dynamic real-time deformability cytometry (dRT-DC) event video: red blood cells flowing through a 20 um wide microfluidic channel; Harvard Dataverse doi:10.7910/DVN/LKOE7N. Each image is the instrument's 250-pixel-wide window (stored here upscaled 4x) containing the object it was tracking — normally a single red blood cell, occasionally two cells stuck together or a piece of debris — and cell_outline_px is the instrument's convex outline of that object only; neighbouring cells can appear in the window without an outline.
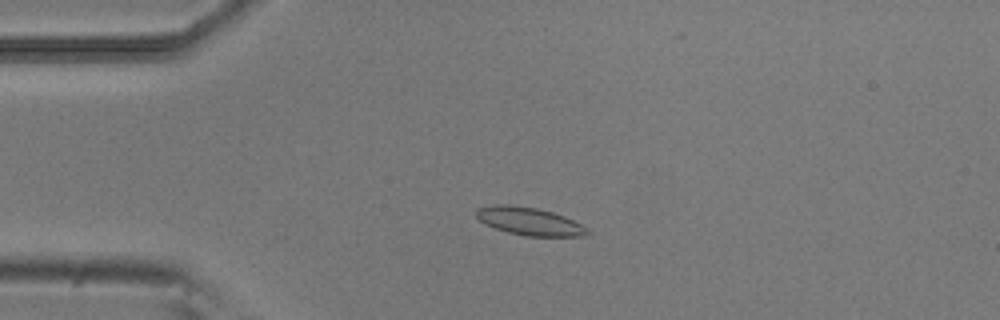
{"species": "common noctule bat (a hibernating species)", "species_latin": "Nyctalus noctula", "temperature_condition": "room temperature", "stored_images_in_passage": 53, "camera_frame_rate_fps": 3000, "um_per_image_px": 0.085, "animal": {"sex": "male", "body_mass_g": 20.5, "forearm_length_mm": 52.5}, "frame": {"image": 1, "passage_image": 12, "time_ms": 3.667, "image_size_px": [1000, 320], "cell_outline_px": [[592, 232], [588, 236], [528, 236], [508, 232], [484, 224], [476, 216], [476, 208], [496, 204], [508, 204], [536, 208], [552, 212], [564, 216], [588, 228]], "centroid_in_image_um": [45.01, 18.81], "position_along_channel_um": 40.0, "area_um2": 18.03}}
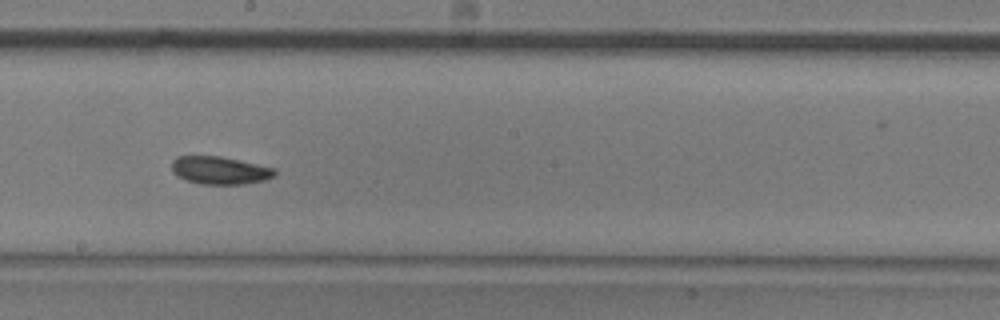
{"frame": {"image": 2, "passage_image": 29, "time_ms": 9.333, "image_size_px": [1000, 320], "cell_outline_px": [[276, 176], [264, 180], [244, 184], [200, 184], [176, 176], [172, 172], [172, 160], [176, 156], [220, 156], [240, 160], [276, 168]], "centroid_in_image_um": [18.69, 14.47], "position_along_channel_um": 229.5, "area_um2": 16.82}}
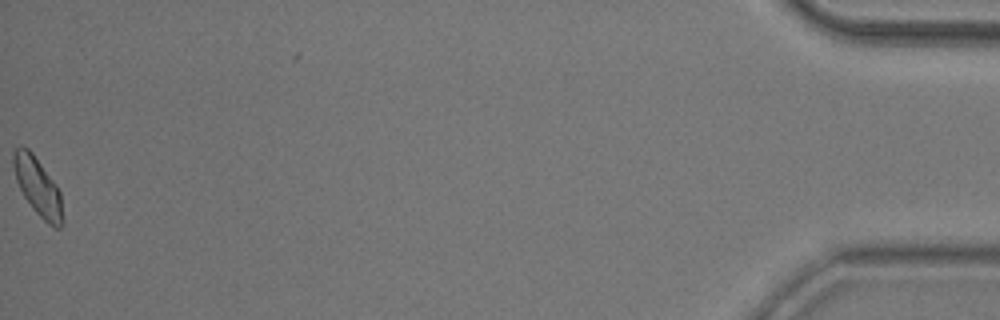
{"frame": {"image": 3, "passage_image": 53, "time_ms": 17.333, "image_size_px": [1000, 320], "cell_outline_px": [[64, 224], [60, 228], [56, 228], [48, 224], [32, 208], [24, 196], [16, 180], [12, 164], [12, 152], [20, 144], [28, 148], [32, 152], [56, 184], [60, 192], [64, 220]], "centroid_in_image_um": [3.21, 15.86], "position_along_channel_um": 432.0, "area_um2": 16.82}, "authors_computed_cell_mechanics": {"area_um2": 16.8198, "velocity_mm_per_s": 3.7951, "shape_relaxation_time_tau1_ms": 2.6565, "shape_relaxation_time_tau2_ms": 4.82, "deformation_change_tau1": 0.0802, "deformation_change_tau2": 0.0911}}